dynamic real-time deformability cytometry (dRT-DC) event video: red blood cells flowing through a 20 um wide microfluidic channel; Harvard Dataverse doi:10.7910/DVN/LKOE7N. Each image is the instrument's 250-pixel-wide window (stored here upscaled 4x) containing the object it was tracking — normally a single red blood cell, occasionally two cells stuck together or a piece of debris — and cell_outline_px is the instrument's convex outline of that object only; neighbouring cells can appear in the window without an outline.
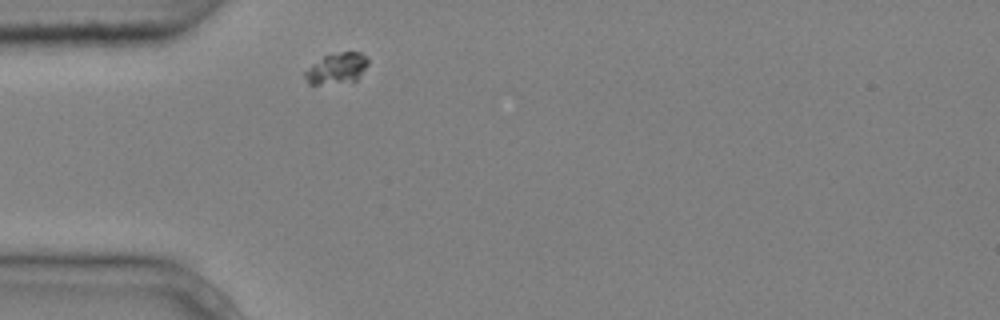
{"species": "common noctule bat (a hibernating species)", "species_latin": "Nyctalus noctula", "temperature_condition": "cold", "stored_images_in_passage": 1, "camera_frame_rate_fps": 3000, "um_per_image_px": 0.085, "animal": {"sex": "male", "body_mass_g": 20.4}, "frame": {"image": 1, "passage_image": 1, "time_ms": 0.0, "image_size_px": [1000, 320], "cell_outline_px": [[368, 64], [356, 80], [320, 84], [308, 84], [304, 76], [304, 72], [312, 64], [324, 56], [340, 52], [360, 52], [368, 60]], "centroid_in_image_um": [28.6, 5.8], "position_along_channel_um": 56.4, "area_um2": 11.04}}